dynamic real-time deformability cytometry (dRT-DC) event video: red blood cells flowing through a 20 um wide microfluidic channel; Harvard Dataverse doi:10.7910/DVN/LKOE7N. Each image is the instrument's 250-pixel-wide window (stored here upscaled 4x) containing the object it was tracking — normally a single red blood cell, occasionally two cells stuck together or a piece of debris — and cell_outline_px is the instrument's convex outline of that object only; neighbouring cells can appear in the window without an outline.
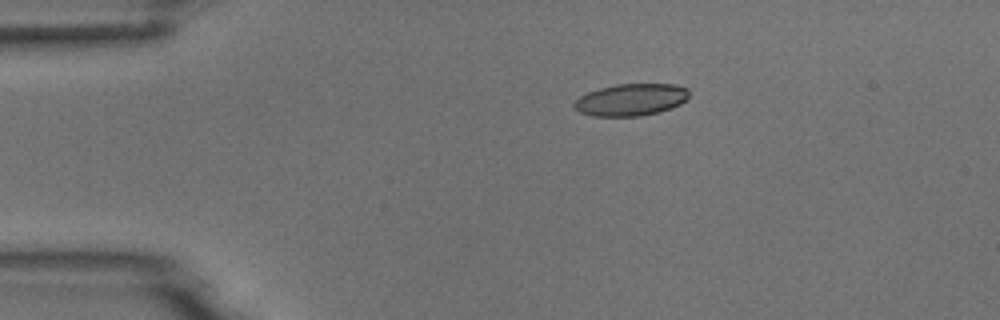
{"species": "common noctule bat (a hibernating species)", "species_latin": "Nyctalus noctula", "temperature_condition": "room temperature", "stored_images_in_passage": 4, "camera_frame_rate_fps": 3000, "um_per_image_px": 0.085, "animal": {"sex": "male", "body_mass_g": 18.8}, "frame": {"image": 1, "passage_image": 3, "time_ms": 2.667, "image_size_px": [1000, 320], "cell_outline_px": [[688, 100], [672, 108], [660, 112], [640, 116], [592, 116], [580, 112], [572, 104], [580, 96], [588, 92], [600, 88], [616, 84], [676, 84], [688, 88]], "centroid_in_image_um": [53.67, 8.48], "position_along_channel_um": 31.3, "area_um2": 21.56}}